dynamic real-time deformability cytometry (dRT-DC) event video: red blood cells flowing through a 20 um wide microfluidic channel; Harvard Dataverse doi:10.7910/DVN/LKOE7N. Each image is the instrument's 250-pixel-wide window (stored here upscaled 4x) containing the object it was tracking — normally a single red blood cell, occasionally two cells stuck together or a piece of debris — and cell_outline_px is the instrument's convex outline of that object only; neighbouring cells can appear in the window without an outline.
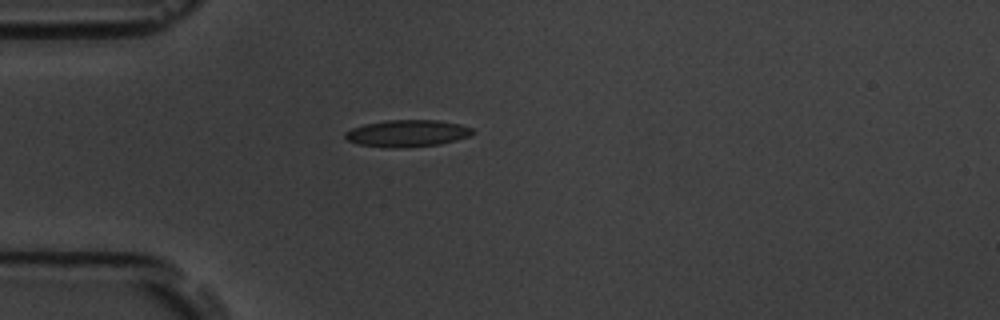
{"species": "common noctule bat (a hibernating species)", "species_latin": "Nyctalus noctula", "temperature_condition": "room temperature", "stored_images_in_passage": 36, "camera_frame_rate_fps": 3000, "um_per_image_px": 0.085, "animal": {"sex": "male", "body_mass_g": 19.5, "forearm_length_mm": 54.6}, "frame": {"image": 1, "passage_image": 1, "time_ms": 0.0, "image_size_px": [1000, 320], "cell_outline_px": [[476, 132], [468, 136], [456, 140], [440, 144], [408, 148], [388, 148], [356, 144], [348, 140], [344, 136], [344, 132], [352, 128], [364, 124], [388, 120], [436, 120], [460, 124], [472, 128]], "centroid_in_image_um": [34.6, 11.34], "position_along_channel_um": 50.4, "area_um2": 20.17}}
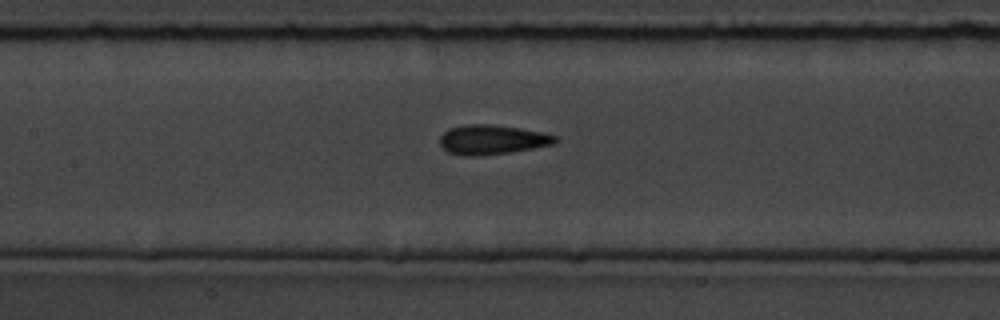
{"frame": {"image": 2, "passage_image": 11, "time_ms": 3.333, "image_size_px": [1000, 320], "cell_outline_px": [[556, 140], [552, 144], [532, 148], [508, 152], [476, 156], [464, 156], [448, 152], [440, 144], [440, 136], [448, 128], [464, 124], [492, 124], [520, 128], [540, 132], [556, 136]], "centroid_in_image_um": [41.76, 11.86], "position_along_channel_um": 165.6, "area_um2": 19.65}}
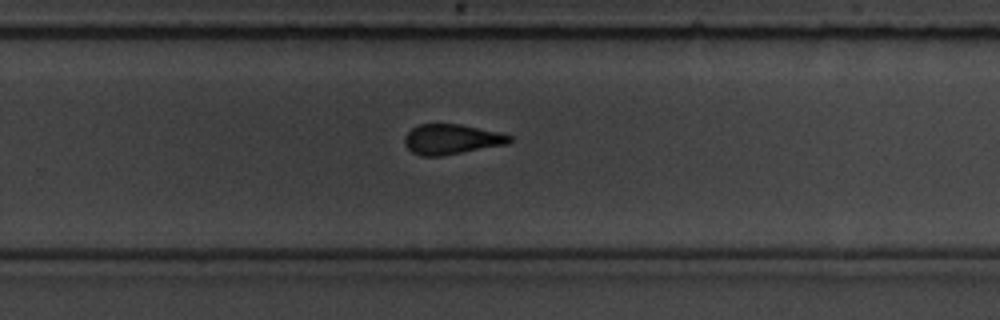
{"frame": {"image": 3, "passage_image": 21, "time_ms": 6.667, "image_size_px": [1000, 320], "cell_outline_px": [[512, 140], [508, 144], [440, 156], [420, 156], [412, 152], [404, 144], [404, 136], [412, 128], [420, 124], [460, 124], [496, 132], [512, 136]], "centroid_in_image_um": [38.35, 11.84], "position_along_channel_um": 291.5, "area_um2": 18.26}, "authors_computed_cell_mechanics": {"area_um2": 19.4497, "velocity_mm_per_s": 3.7914, "shape_relaxation_time_tau1_ms": 3.3241, "shape_relaxation_time_tau2_ms": 1.9049, "deformation_change_tau1": 0.1349, "deformation_change_tau2": 0.1018}}